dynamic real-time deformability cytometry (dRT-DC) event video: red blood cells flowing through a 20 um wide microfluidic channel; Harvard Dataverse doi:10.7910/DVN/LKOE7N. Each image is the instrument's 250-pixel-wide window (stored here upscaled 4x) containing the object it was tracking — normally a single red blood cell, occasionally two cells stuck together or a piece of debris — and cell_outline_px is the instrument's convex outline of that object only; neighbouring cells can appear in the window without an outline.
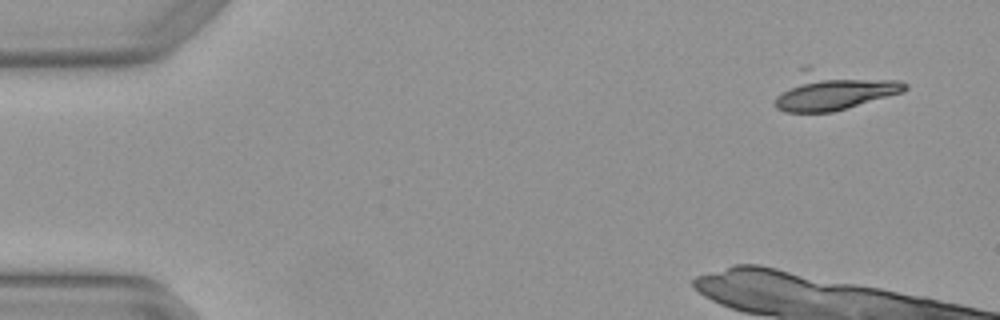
{"species": "Egyptian fruit bat (a non-hibernating species)", "species_latin": "Rousettus aegyptiacus", "temperature_condition": "warm", "stored_images_in_passage": 3, "camera_frame_rate_fps": 3000, "um_per_image_px": 0.085, "animal": {"sex": "female"}, "frame": {"image": 1, "passage_image": 1, "time_ms": 0.0, "image_size_px": [1000, 320], "cell_outline_px": [[908, 88], [904, 92], [848, 108], [832, 112], [784, 112], [776, 108], [772, 104], [776, 96], [800, 68], [808, 64], [900, 80], [908, 84]], "centroid_in_image_um": [70.82, 7.65], "position_along_channel_um": 14.2, "area_um2": 30.52}}